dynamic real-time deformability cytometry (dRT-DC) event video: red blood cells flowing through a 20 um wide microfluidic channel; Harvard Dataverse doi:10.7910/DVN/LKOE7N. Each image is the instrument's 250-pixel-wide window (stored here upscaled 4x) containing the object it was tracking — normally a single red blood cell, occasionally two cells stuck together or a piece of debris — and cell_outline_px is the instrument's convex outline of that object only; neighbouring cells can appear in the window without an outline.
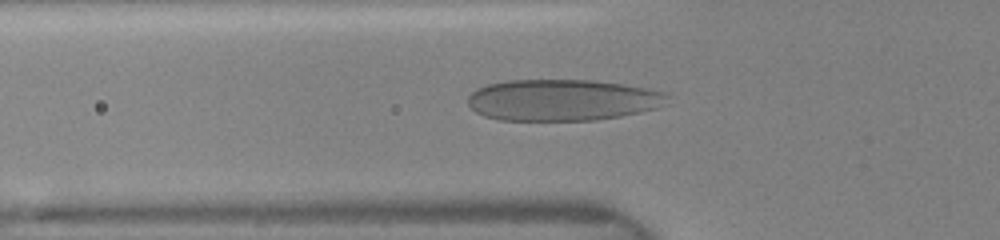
{"species": "human", "species_latin": "Homo sapiens", "temperature_condition": "room temperature", "stored_images_in_passage": 50, "camera_frame_rate_fps": 3000, "um_per_image_px": 0.085, "donor": {"sex": "female"}, "frame": {"image": 1, "passage_image": 14, "time_ms": 2.667, "image_size_px": [1000, 240], "cell_outline_px": [[668, 96], [656, 108], [640, 112], [620, 116], [596, 120], [500, 120], [484, 116], [476, 112], [468, 104], [468, 96], [476, 88], [484, 84], [508, 80], [592, 80], [624, 84], [664, 92]], "centroid_in_image_um": [47.72, 8.5], "position_along_channel_um": 78.1, "area_um2": 48.03}}
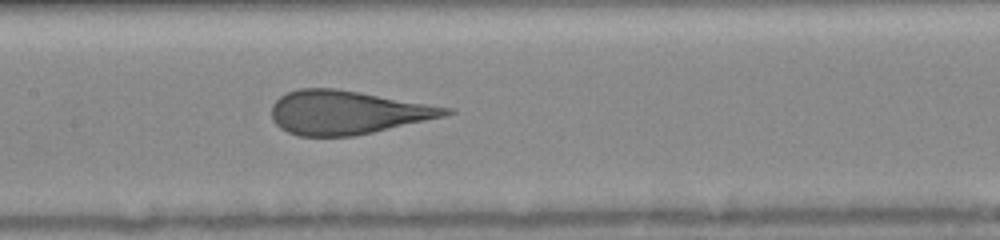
{"frame": {"image": 2, "passage_image": 25, "time_ms": 5.0, "image_size_px": [1000, 240], "cell_outline_px": [[456, 112], [444, 116], [372, 132], [352, 136], [300, 136], [288, 132], [280, 128], [272, 120], [272, 104], [280, 96], [288, 92], [300, 88], [336, 88], [360, 92], [452, 108]], "centroid_in_image_um": [29.48, 9.55], "position_along_channel_um": 177.9, "area_um2": 43.99}}
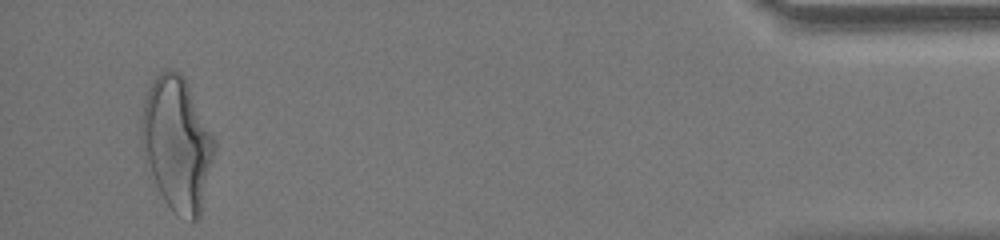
{"frame": {"image": 3, "passage_image": 48, "time_ms": 12.333, "image_size_px": [1000, 240], "cell_outline_px": [[216, 148], [200, 216], [196, 220], [192, 220], [176, 212], [164, 200], [144, 168], [140, 140], [140, 128], [144, 104], [148, 88], [156, 76], [160, 72], [168, 68], [172, 68], [180, 72], [184, 76], [188, 84], [216, 144]], "centroid_in_image_um": [15.0, 12.21], "position_along_channel_um": 420.2, "area_um2": 56.99}}